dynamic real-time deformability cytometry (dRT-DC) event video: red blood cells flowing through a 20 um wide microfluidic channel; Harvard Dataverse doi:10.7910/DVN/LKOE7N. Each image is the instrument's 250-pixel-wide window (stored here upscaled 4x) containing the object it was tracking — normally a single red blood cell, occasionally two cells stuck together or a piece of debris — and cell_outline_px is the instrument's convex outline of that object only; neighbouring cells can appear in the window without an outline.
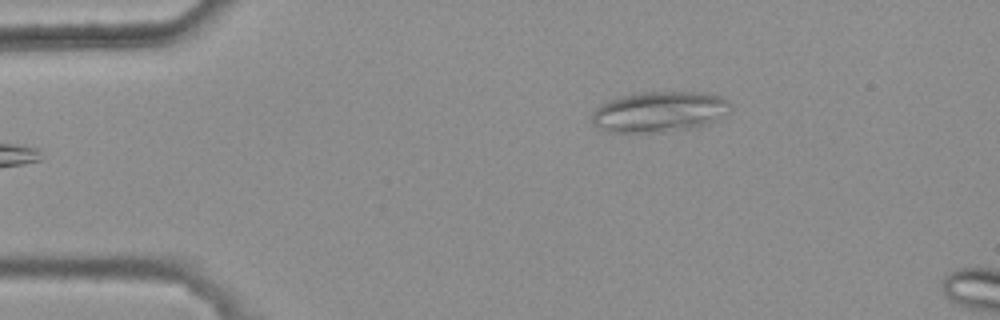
{"species": "common noctule bat (a hibernating species)", "species_latin": "Nyctalus noctula", "temperature_condition": "warm", "stored_images_in_passage": 3, "camera_frame_rate_fps": 3000, "um_per_image_px": 0.085, "animal": {"sex": "female", "body_mass_g": 25.1}, "frame": {"image": 1, "passage_image": 1, "time_ms": 0.0, "image_size_px": [1000, 320], "cell_outline_px": [[732, 108], [728, 112], [704, 124], [692, 128], [660, 132], [608, 132], [596, 128], [592, 124], [592, 112], [600, 104], [620, 96], [640, 92], [704, 92], [720, 96], [728, 100], [732, 104]], "centroid_in_image_um": [56.0, 9.49], "position_along_channel_um": 29.0, "area_um2": 32.83}}